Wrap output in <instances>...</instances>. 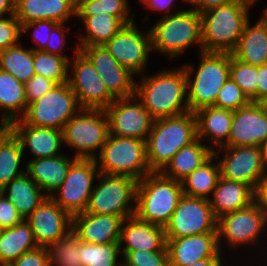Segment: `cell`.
<instances>
[{"instance_id": "1", "label": "cell", "mask_w": 267, "mask_h": 266, "mask_svg": "<svg viewBox=\"0 0 267 266\" xmlns=\"http://www.w3.org/2000/svg\"><path fill=\"white\" fill-rule=\"evenodd\" d=\"M135 96L155 119L189 112L187 79L183 67L148 75L135 87ZM185 100V102H184Z\"/></svg>"}, {"instance_id": "2", "label": "cell", "mask_w": 267, "mask_h": 266, "mask_svg": "<svg viewBox=\"0 0 267 266\" xmlns=\"http://www.w3.org/2000/svg\"><path fill=\"white\" fill-rule=\"evenodd\" d=\"M197 139L194 112L153 120L146 140L147 161L152 172H161L174 154Z\"/></svg>"}, {"instance_id": "3", "label": "cell", "mask_w": 267, "mask_h": 266, "mask_svg": "<svg viewBox=\"0 0 267 266\" xmlns=\"http://www.w3.org/2000/svg\"><path fill=\"white\" fill-rule=\"evenodd\" d=\"M182 195L180 181L161 172H151L137 183L135 216L143 222L165 228Z\"/></svg>"}, {"instance_id": "4", "label": "cell", "mask_w": 267, "mask_h": 266, "mask_svg": "<svg viewBox=\"0 0 267 266\" xmlns=\"http://www.w3.org/2000/svg\"><path fill=\"white\" fill-rule=\"evenodd\" d=\"M249 9L233 0L219 7L200 13L202 52H229L237 46Z\"/></svg>"}, {"instance_id": "5", "label": "cell", "mask_w": 267, "mask_h": 266, "mask_svg": "<svg viewBox=\"0 0 267 266\" xmlns=\"http://www.w3.org/2000/svg\"><path fill=\"white\" fill-rule=\"evenodd\" d=\"M200 64L193 73L194 65H182L187 79V102L191 112L214 106L218 93L229 78V52H201ZM195 75L192 80L191 75ZM189 89V90H188Z\"/></svg>"}, {"instance_id": "6", "label": "cell", "mask_w": 267, "mask_h": 266, "mask_svg": "<svg viewBox=\"0 0 267 266\" xmlns=\"http://www.w3.org/2000/svg\"><path fill=\"white\" fill-rule=\"evenodd\" d=\"M149 30L152 51L165 54L169 59L184 53L194 44H198L202 52L201 17L194 9L164 16Z\"/></svg>"}, {"instance_id": "7", "label": "cell", "mask_w": 267, "mask_h": 266, "mask_svg": "<svg viewBox=\"0 0 267 266\" xmlns=\"http://www.w3.org/2000/svg\"><path fill=\"white\" fill-rule=\"evenodd\" d=\"M95 160L103 174L128 176L139 181L152 172L147 161L146 141L141 139L109 134Z\"/></svg>"}, {"instance_id": "8", "label": "cell", "mask_w": 267, "mask_h": 266, "mask_svg": "<svg viewBox=\"0 0 267 266\" xmlns=\"http://www.w3.org/2000/svg\"><path fill=\"white\" fill-rule=\"evenodd\" d=\"M84 212L115 215L127 219L135 216L138 181L132 177L100 173ZM133 203V207L129 204Z\"/></svg>"}, {"instance_id": "9", "label": "cell", "mask_w": 267, "mask_h": 266, "mask_svg": "<svg viewBox=\"0 0 267 266\" xmlns=\"http://www.w3.org/2000/svg\"><path fill=\"white\" fill-rule=\"evenodd\" d=\"M109 135V122L103 109H81L63 127V143L76 148L75 157L95 159Z\"/></svg>"}, {"instance_id": "10", "label": "cell", "mask_w": 267, "mask_h": 266, "mask_svg": "<svg viewBox=\"0 0 267 266\" xmlns=\"http://www.w3.org/2000/svg\"><path fill=\"white\" fill-rule=\"evenodd\" d=\"M82 108L68 82L56 84L38 100L27 104L24 123L62 130L64 125Z\"/></svg>"}, {"instance_id": "11", "label": "cell", "mask_w": 267, "mask_h": 266, "mask_svg": "<svg viewBox=\"0 0 267 266\" xmlns=\"http://www.w3.org/2000/svg\"><path fill=\"white\" fill-rule=\"evenodd\" d=\"M99 174L95 159L77 158L61 186L50 197L71 217L80 214L87 208L92 182Z\"/></svg>"}, {"instance_id": "12", "label": "cell", "mask_w": 267, "mask_h": 266, "mask_svg": "<svg viewBox=\"0 0 267 266\" xmlns=\"http://www.w3.org/2000/svg\"><path fill=\"white\" fill-rule=\"evenodd\" d=\"M217 223L209 200L182 195L169 223L165 226L166 238L217 233Z\"/></svg>"}, {"instance_id": "13", "label": "cell", "mask_w": 267, "mask_h": 266, "mask_svg": "<svg viewBox=\"0 0 267 266\" xmlns=\"http://www.w3.org/2000/svg\"><path fill=\"white\" fill-rule=\"evenodd\" d=\"M75 58L72 59V77L68 83L76 94L82 109L105 110L116 98L108 91L89 58L76 47Z\"/></svg>"}, {"instance_id": "14", "label": "cell", "mask_w": 267, "mask_h": 266, "mask_svg": "<svg viewBox=\"0 0 267 266\" xmlns=\"http://www.w3.org/2000/svg\"><path fill=\"white\" fill-rule=\"evenodd\" d=\"M267 225V213L255 202L247 208L237 210L233 213L218 218L217 237L221 250V240L228 241L230 247L241 246L242 244H255L260 234Z\"/></svg>"}, {"instance_id": "15", "label": "cell", "mask_w": 267, "mask_h": 266, "mask_svg": "<svg viewBox=\"0 0 267 266\" xmlns=\"http://www.w3.org/2000/svg\"><path fill=\"white\" fill-rule=\"evenodd\" d=\"M108 52L133 74L142 75L152 51L151 33H141L136 23L126 24L103 45Z\"/></svg>"}, {"instance_id": "16", "label": "cell", "mask_w": 267, "mask_h": 266, "mask_svg": "<svg viewBox=\"0 0 267 266\" xmlns=\"http://www.w3.org/2000/svg\"><path fill=\"white\" fill-rule=\"evenodd\" d=\"M105 112L109 134L147 140L154 119L135 95L115 99Z\"/></svg>"}, {"instance_id": "17", "label": "cell", "mask_w": 267, "mask_h": 266, "mask_svg": "<svg viewBox=\"0 0 267 266\" xmlns=\"http://www.w3.org/2000/svg\"><path fill=\"white\" fill-rule=\"evenodd\" d=\"M223 159L215 150L213 154L219 161L221 177L242 182L255 190L258 181L265 175L261 148L256 146H224ZM218 154V155H217Z\"/></svg>"}, {"instance_id": "18", "label": "cell", "mask_w": 267, "mask_h": 266, "mask_svg": "<svg viewBox=\"0 0 267 266\" xmlns=\"http://www.w3.org/2000/svg\"><path fill=\"white\" fill-rule=\"evenodd\" d=\"M81 51L93 63L108 91L116 99L135 95V74L122 66L103 45L83 47Z\"/></svg>"}, {"instance_id": "19", "label": "cell", "mask_w": 267, "mask_h": 266, "mask_svg": "<svg viewBox=\"0 0 267 266\" xmlns=\"http://www.w3.org/2000/svg\"><path fill=\"white\" fill-rule=\"evenodd\" d=\"M267 141V107L263 102H250L233 111L228 146L260 147Z\"/></svg>"}, {"instance_id": "20", "label": "cell", "mask_w": 267, "mask_h": 266, "mask_svg": "<svg viewBox=\"0 0 267 266\" xmlns=\"http://www.w3.org/2000/svg\"><path fill=\"white\" fill-rule=\"evenodd\" d=\"M38 247L47 248L72 229V217L47 196L26 219Z\"/></svg>"}, {"instance_id": "21", "label": "cell", "mask_w": 267, "mask_h": 266, "mask_svg": "<svg viewBox=\"0 0 267 266\" xmlns=\"http://www.w3.org/2000/svg\"><path fill=\"white\" fill-rule=\"evenodd\" d=\"M169 266H189L207 258H221L217 233L166 238Z\"/></svg>"}, {"instance_id": "22", "label": "cell", "mask_w": 267, "mask_h": 266, "mask_svg": "<svg viewBox=\"0 0 267 266\" xmlns=\"http://www.w3.org/2000/svg\"><path fill=\"white\" fill-rule=\"evenodd\" d=\"M123 221L115 215L82 212L72 217V229L87 243H119Z\"/></svg>"}, {"instance_id": "23", "label": "cell", "mask_w": 267, "mask_h": 266, "mask_svg": "<svg viewBox=\"0 0 267 266\" xmlns=\"http://www.w3.org/2000/svg\"><path fill=\"white\" fill-rule=\"evenodd\" d=\"M9 127L21 141L23 150L29 147L35 156L33 159L62 155L59 153L63 144L62 130L32 126L21 119L13 121Z\"/></svg>"}, {"instance_id": "24", "label": "cell", "mask_w": 267, "mask_h": 266, "mask_svg": "<svg viewBox=\"0 0 267 266\" xmlns=\"http://www.w3.org/2000/svg\"><path fill=\"white\" fill-rule=\"evenodd\" d=\"M167 251L165 229L162 226L143 222L136 216L124 219L120 238V250Z\"/></svg>"}, {"instance_id": "25", "label": "cell", "mask_w": 267, "mask_h": 266, "mask_svg": "<svg viewBox=\"0 0 267 266\" xmlns=\"http://www.w3.org/2000/svg\"><path fill=\"white\" fill-rule=\"evenodd\" d=\"M73 158L71 160L67 155L62 154L31 159L26 164L25 171L47 196H52L65 180L72 163L77 159L75 156Z\"/></svg>"}, {"instance_id": "26", "label": "cell", "mask_w": 267, "mask_h": 266, "mask_svg": "<svg viewBox=\"0 0 267 266\" xmlns=\"http://www.w3.org/2000/svg\"><path fill=\"white\" fill-rule=\"evenodd\" d=\"M209 199L216 218L247 208L254 203V190L247 184L220 176Z\"/></svg>"}, {"instance_id": "27", "label": "cell", "mask_w": 267, "mask_h": 266, "mask_svg": "<svg viewBox=\"0 0 267 266\" xmlns=\"http://www.w3.org/2000/svg\"><path fill=\"white\" fill-rule=\"evenodd\" d=\"M197 121V138L212 141L213 146H228L233 111L207 106L194 112ZM211 140V141H210ZM216 144V145H215Z\"/></svg>"}, {"instance_id": "28", "label": "cell", "mask_w": 267, "mask_h": 266, "mask_svg": "<svg viewBox=\"0 0 267 266\" xmlns=\"http://www.w3.org/2000/svg\"><path fill=\"white\" fill-rule=\"evenodd\" d=\"M231 54L253 66L267 64V22L262 17L253 26L250 20L245 24L238 44Z\"/></svg>"}, {"instance_id": "29", "label": "cell", "mask_w": 267, "mask_h": 266, "mask_svg": "<svg viewBox=\"0 0 267 266\" xmlns=\"http://www.w3.org/2000/svg\"><path fill=\"white\" fill-rule=\"evenodd\" d=\"M201 141L197 138L177 151L161 173L168 178L181 182L196 168H199L215 151L212 145L206 146Z\"/></svg>"}, {"instance_id": "30", "label": "cell", "mask_w": 267, "mask_h": 266, "mask_svg": "<svg viewBox=\"0 0 267 266\" xmlns=\"http://www.w3.org/2000/svg\"><path fill=\"white\" fill-rule=\"evenodd\" d=\"M0 192L14 204L24 220L47 197L43 190L26 173L13 179Z\"/></svg>"}, {"instance_id": "31", "label": "cell", "mask_w": 267, "mask_h": 266, "mask_svg": "<svg viewBox=\"0 0 267 266\" xmlns=\"http://www.w3.org/2000/svg\"><path fill=\"white\" fill-rule=\"evenodd\" d=\"M0 108L4 112L0 125H10L13 121L20 119L25 114L27 108L25 84L18 81L9 72L1 69ZM20 112L22 115H19ZM16 113L20 116L19 118H17L18 115Z\"/></svg>"}, {"instance_id": "32", "label": "cell", "mask_w": 267, "mask_h": 266, "mask_svg": "<svg viewBox=\"0 0 267 266\" xmlns=\"http://www.w3.org/2000/svg\"><path fill=\"white\" fill-rule=\"evenodd\" d=\"M37 242L26 220L12 228L2 229L0 234V262L13 263L25 252L37 248Z\"/></svg>"}, {"instance_id": "33", "label": "cell", "mask_w": 267, "mask_h": 266, "mask_svg": "<svg viewBox=\"0 0 267 266\" xmlns=\"http://www.w3.org/2000/svg\"><path fill=\"white\" fill-rule=\"evenodd\" d=\"M82 20L86 35H80L78 49L101 46L108 42L125 25L118 17L109 14H96L93 17H78Z\"/></svg>"}, {"instance_id": "34", "label": "cell", "mask_w": 267, "mask_h": 266, "mask_svg": "<svg viewBox=\"0 0 267 266\" xmlns=\"http://www.w3.org/2000/svg\"><path fill=\"white\" fill-rule=\"evenodd\" d=\"M213 160L214 154L181 181L184 195L206 200L211 198L209 193L212 195L221 176L219 162L215 165Z\"/></svg>"}, {"instance_id": "35", "label": "cell", "mask_w": 267, "mask_h": 266, "mask_svg": "<svg viewBox=\"0 0 267 266\" xmlns=\"http://www.w3.org/2000/svg\"><path fill=\"white\" fill-rule=\"evenodd\" d=\"M23 153L21 141L10 130L0 140V191L13 179L26 173L19 170Z\"/></svg>"}, {"instance_id": "36", "label": "cell", "mask_w": 267, "mask_h": 266, "mask_svg": "<svg viewBox=\"0 0 267 266\" xmlns=\"http://www.w3.org/2000/svg\"><path fill=\"white\" fill-rule=\"evenodd\" d=\"M21 43L0 51V69L12 74L22 83L28 82L34 75L33 49L25 48Z\"/></svg>"}, {"instance_id": "37", "label": "cell", "mask_w": 267, "mask_h": 266, "mask_svg": "<svg viewBox=\"0 0 267 266\" xmlns=\"http://www.w3.org/2000/svg\"><path fill=\"white\" fill-rule=\"evenodd\" d=\"M128 0H76L77 17H93L96 14H109L118 17L125 25L135 22L129 18Z\"/></svg>"}, {"instance_id": "38", "label": "cell", "mask_w": 267, "mask_h": 266, "mask_svg": "<svg viewBox=\"0 0 267 266\" xmlns=\"http://www.w3.org/2000/svg\"><path fill=\"white\" fill-rule=\"evenodd\" d=\"M50 266H82L80 262V238L70 229L64 236L47 247Z\"/></svg>"}, {"instance_id": "39", "label": "cell", "mask_w": 267, "mask_h": 266, "mask_svg": "<svg viewBox=\"0 0 267 266\" xmlns=\"http://www.w3.org/2000/svg\"><path fill=\"white\" fill-rule=\"evenodd\" d=\"M70 61L66 57L44 51L33 50V68L37 75H42L56 84L68 82Z\"/></svg>"}, {"instance_id": "40", "label": "cell", "mask_w": 267, "mask_h": 266, "mask_svg": "<svg viewBox=\"0 0 267 266\" xmlns=\"http://www.w3.org/2000/svg\"><path fill=\"white\" fill-rule=\"evenodd\" d=\"M121 252L118 243L92 244L80 240L82 266H122V262H117Z\"/></svg>"}, {"instance_id": "41", "label": "cell", "mask_w": 267, "mask_h": 266, "mask_svg": "<svg viewBox=\"0 0 267 266\" xmlns=\"http://www.w3.org/2000/svg\"><path fill=\"white\" fill-rule=\"evenodd\" d=\"M229 77L241 88L250 101L257 102L258 66L244 63L230 53Z\"/></svg>"}, {"instance_id": "42", "label": "cell", "mask_w": 267, "mask_h": 266, "mask_svg": "<svg viewBox=\"0 0 267 266\" xmlns=\"http://www.w3.org/2000/svg\"><path fill=\"white\" fill-rule=\"evenodd\" d=\"M250 102L241 88L229 77L218 93L214 106L235 111Z\"/></svg>"}, {"instance_id": "43", "label": "cell", "mask_w": 267, "mask_h": 266, "mask_svg": "<svg viewBox=\"0 0 267 266\" xmlns=\"http://www.w3.org/2000/svg\"><path fill=\"white\" fill-rule=\"evenodd\" d=\"M123 266H169L167 251L123 250Z\"/></svg>"}, {"instance_id": "44", "label": "cell", "mask_w": 267, "mask_h": 266, "mask_svg": "<svg viewBox=\"0 0 267 266\" xmlns=\"http://www.w3.org/2000/svg\"><path fill=\"white\" fill-rule=\"evenodd\" d=\"M76 17V0H43V20L65 23Z\"/></svg>"}, {"instance_id": "45", "label": "cell", "mask_w": 267, "mask_h": 266, "mask_svg": "<svg viewBox=\"0 0 267 266\" xmlns=\"http://www.w3.org/2000/svg\"><path fill=\"white\" fill-rule=\"evenodd\" d=\"M21 34L22 26L14 15L0 17V51L19 44Z\"/></svg>"}, {"instance_id": "46", "label": "cell", "mask_w": 267, "mask_h": 266, "mask_svg": "<svg viewBox=\"0 0 267 266\" xmlns=\"http://www.w3.org/2000/svg\"><path fill=\"white\" fill-rule=\"evenodd\" d=\"M14 16L21 26L43 20V0H16Z\"/></svg>"}, {"instance_id": "47", "label": "cell", "mask_w": 267, "mask_h": 266, "mask_svg": "<svg viewBox=\"0 0 267 266\" xmlns=\"http://www.w3.org/2000/svg\"><path fill=\"white\" fill-rule=\"evenodd\" d=\"M57 24L58 22L51 20L34 21L28 24H23L22 33L26 32L28 29L33 28V41L34 43H36V45H38V47L31 49L37 51H44L46 49L47 42L50 38V32Z\"/></svg>"}, {"instance_id": "48", "label": "cell", "mask_w": 267, "mask_h": 266, "mask_svg": "<svg viewBox=\"0 0 267 266\" xmlns=\"http://www.w3.org/2000/svg\"><path fill=\"white\" fill-rule=\"evenodd\" d=\"M56 83L42 75L35 74L28 82L25 83V95L27 104H30L48 91H50Z\"/></svg>"}, {"instance_id": "49", "label": "cell", "mask_w": 267, "mask_h": 266, "mask_svg": "<svg viewBox=\"0 0 267 266\" xmlns=\"http://www.w3.org/2000/svg\"><path fill=\"white\" fill-rule=\"evenodd\" d=\"M22 221H24V219L21 217L14 204L0 192V229L12 228Z\"/></svg>"}, {"instance_id": "50", "label": "cell", "mask_w": 267, "mask_h": 266, "mask_svg": "<svg viewBox=\"0 0 267 266\" xmlns=\"http://www.w3.org/2000/svg\"><path fill=\"white\" fill-rule=\"evenodd\" d=\"M13 264L15 266H50L48 250L45 247H37L22 254Z\"/></svg>"}, {"instance_id": "51", "label": "cell", "mask_w": 267, "mask_h": 266, "mask_svg": "<svg viewBox=\"0 0 267 266\" xmlns=\"http://www.w3.org/2000/svg\"><path fill=\"white\" fill-rule=\"evenodd\" d=\"M65 23H58L50 32V38L47 42L46 49L44 52L66 57L69 61L71 60L67 55L63 54L62 49L66 42V32L64 31ZM57 37V38H56Z\"/></svg>"}, {"instance_id": "52", "label": "cell", "mask_w": 267, "mask_h": 266, "mask_svg": "<svg viewBox=\"0 0 267 266\" xmlns=\"http://www.w3.org/2000/svg\"><path fill=\"white\" fill-rule=\"evenodd\" d=\"M254 202L267 213V175L257 183L254 190Z\"/></svg>"}, {"instance_id": "53", "label": "cell", "mask_w": 267, "mask_h": 266, "mask_svg": "<svg viewBox=\"0 0 267 266\" xmlns=\"http://www.w3.org/2000/svg\"><path fill=\"white\" fill-rule=\"evenodd\" d=\"M257 102L267 99V64L258 66Z\"/></svg>"}, {"instance_id": "54", "label": "cell", "mask_w": 267, "mask_h": 266, "mask_svg": "<svg viewBox=\"0 0 267 266\" xmlns=\"http://www.w3.org/2000/svg\"><path fill=\"white\" fill-rule=\"evenodd\" d=\"M230 1L233 0H185L186 3L195 5V8L192 9L196 10L199 13H203L213 8L219 7Z\"/></svg>"}, {"instance_id": "55", "label": "cell", "mask_w": 267, "mask_h": 266, "mask_svg": "<svg viewBox=\"0 0 267 266\" xmlns=\"http://www.w3.org/2000/svg\"><path fill=\"white\" fill-rule=\"evenodd\" d=\"M174 0H139V2H143L150 10H157L165 12L164 16H168L169 11L171 10L172 3Z\"/></svg>"}, {"instance_id": "56", "label": "cell", "mask_w": 267, "mask_h": 266, "mask_svg": "<svg viewBox=\"0 0 267 266\" xmlns=\"http://www.w3.org/2000/svg\"><path fill=\"white\" fill-rule=\"evenodd\" d=\"M16 10V0H0V17L14 15Z\"/></svg>"}, {"instance_id": "57", "label": "cell", "mask_w": 267, "mask_h": 266, "mask_svg": "<svg viewBox=\"0 0 267 266\" xmlns=\"http://www.w3.org/2000/svg\"><path fill=\"white\" fill-rule=\"evenodd\" d=\"M222 258H207L197 261L189 266H222Z\"/></svg>"}, {"instance_id": "58", "label": "cell", "mask_w": 267, "mask_h": 266, "mask_svg": "<svg viewBox=\"0 0 267 266\" xmlns=\"http://www.w3.org/2000/svg\"><path fill=\"white\" fill-rule=\"evenodd\" d=\"M263 171L267 175V141L261 144Z\"/></svg>"}, {"instance_id": "59", "label": "cell", "mask_w": 267, "mask_h": 266, "mask_svg": "<svg viewBox=\"0 0 267 266\" xmlns=\"http://www.w3.org/2000/svg\"><path fill=\"white\" fill-rule=\"evenodd\" d=\"M240 5H243L249 9L250 6H253L254 3H256V0H235Z\"/></svg>"}, {"instance_id": "60", "label": "cell", "mask_w": 267, "mask_h": 266, "mask_svg": "<svg viewBox=\"0 0 267 266\" xmlns=\"http://www.w3.org/2000/svg\"><path fill=\"white\" fill-rule=\"evenodd\" d=\"M10 131L9 125L0 126V140Z\"/></svg>"}, {"instance_id": "61", "label": "cell", "mask_w": 267, "mask_h": 266, "mask_svg": "<svg viewBox=\"0 0 267 266\" xmlns=\"http://www.w3.org/2000/svg\"><path fill=\"white\" fill-rule=\"evenodd\" d=\"M263 11L264 12L263 15H261V17L267 22V8H265Z\"/></svg>"}, {"instance_id": "62", "label": "cell", "mask_w": 267, "mask_h": 266, "mask_svg": "<svg viewBox=\"0 0 267 266\" xmlns=\"http://www.w3.org/2000/svg\"><path fill=\"white\" fill-rule=\"evenodd\" d=\"M0 266H15L13 263H2L0 262Z\"/></svg>"}, {"instance_id": "63", "label": "cell", "mask_w": 267, "mask_h": 266, "mask_svg": "<svg viewBox=\"0 0 267 266\" xmlns=\"http://www.w3.org/2000/svg\"><path fill=\"white\" fill-rule=\"evenodd\" d=\"M263 104L267 107V99L263 102Z\"/></svg>"}]
</instances>
